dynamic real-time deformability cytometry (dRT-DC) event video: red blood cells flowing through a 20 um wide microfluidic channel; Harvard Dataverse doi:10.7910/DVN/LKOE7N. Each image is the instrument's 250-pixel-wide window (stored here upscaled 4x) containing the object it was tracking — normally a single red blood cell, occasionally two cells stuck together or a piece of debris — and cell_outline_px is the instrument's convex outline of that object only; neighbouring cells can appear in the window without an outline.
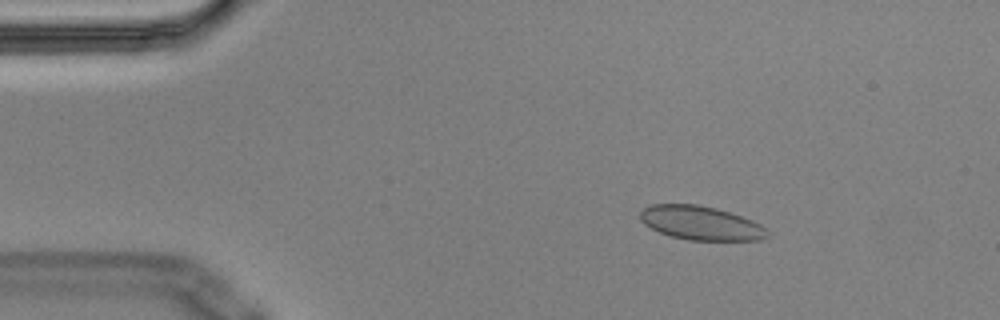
{"species": "Egyptian fruit bat (a non-hibernating species)", "species_latin": "Rousettus aegyptiacus", "temperature_condition": "cold", "stored_images_in_passage": 4, "camera_frame_rate_fps": 3000, "um_per_image_px": 0.085, "animal": {"sex": "male"}, "frame": {"image": 1, "passage_image": 2, "time_ms": 0.333, "image_size_px": [1000, 320], "cell_outline_px": [[772, 236], [760, 240], [688, 240], [672, 236], [660, 232], [644, 224], [640, 220], [640, 212], [644, 208], [652, 204], [696, 204], [716, 208], [752, 220], [760, 224]], "centroid_in_image_um": [59.58, 18.96], "position_along_channel_um": 25.4, "area_um2": 25.03}}